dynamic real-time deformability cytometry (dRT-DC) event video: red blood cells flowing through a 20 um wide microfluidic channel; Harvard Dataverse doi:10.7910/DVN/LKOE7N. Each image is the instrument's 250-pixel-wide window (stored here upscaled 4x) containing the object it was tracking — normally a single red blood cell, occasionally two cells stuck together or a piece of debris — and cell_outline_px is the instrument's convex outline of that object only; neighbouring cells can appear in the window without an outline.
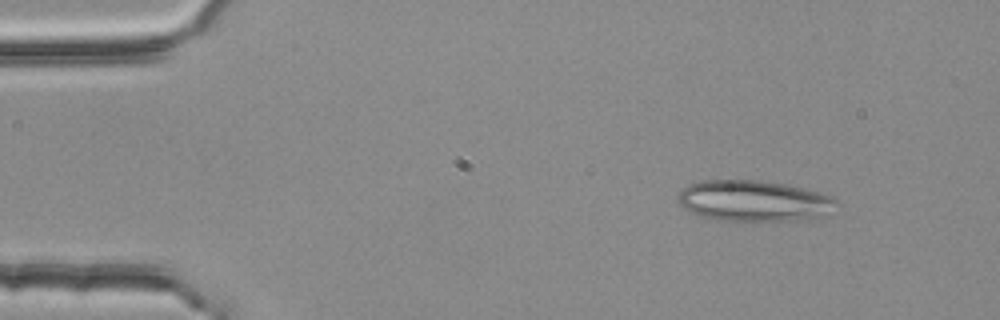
{"species": "common noctule bat (a hibernating species)", "species_latin": "Nyctalus noctula", "temperature_condition": "room temperature", "stored_images_in_passage": 3, "camera_frame_rate_fps": 3000, "um_per_image_px": 0.085, "animal": {"sex": "female", "body_mass_g": 25.1}, "frame": {"image": 1, "passage_image": 1, "time_ms": 0.0, "image_size_px": [1000, 320], "cell_outline_px": [[840, 204], [816, 220], [724, 220], [704, 216], [692, 212], [684, 208], [680, 204], [680, 192], [684, 188], [692, 184], [704, 180], [760, 180], [788, 184], [816, 192], [828, 196], [836, 200]], "centroid_in_image_um": [64.14, 17.07], "position_along_channel_um": 20.9, "area_um2": 37.34}}